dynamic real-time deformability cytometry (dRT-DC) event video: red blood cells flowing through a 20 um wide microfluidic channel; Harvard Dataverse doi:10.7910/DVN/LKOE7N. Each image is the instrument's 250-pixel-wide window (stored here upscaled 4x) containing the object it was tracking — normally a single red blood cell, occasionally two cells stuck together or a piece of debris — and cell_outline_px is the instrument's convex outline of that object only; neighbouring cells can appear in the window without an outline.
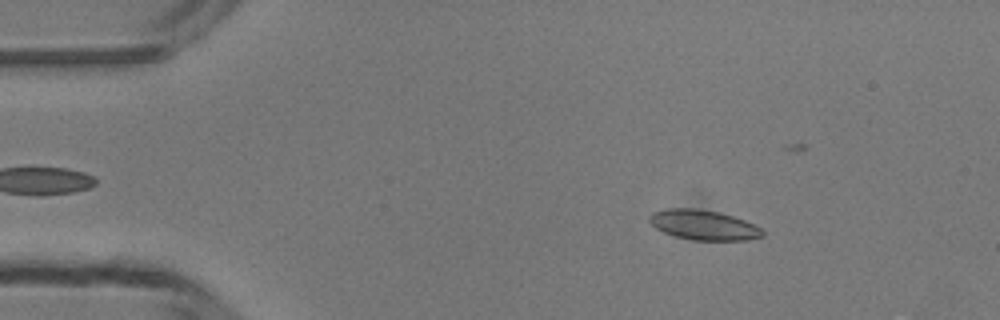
{"species": "common noctule bat (a hibernating species)", "species_latin": "Nyctalus noctula", "temperature_condition": "room temperature", "stored_images_in_passage": 41, "camera_frame_rate_fps": 3000, "um_per_image_px": 0.085, "animal": {"sex": "male", "body_mass_g": 13.3}, "frame": {"image": 1, "passage_image": 5, "time_ms": 1.333, "image_size_px": [1000, 320], "cell_outline_px": [[764, 236], [748, 240], [692, 240], [676, 236], [664, 232], [656, 228], [648, 220], [648, 216], [652, 212], [668, 208], [696, 208], [716, 212], [732, 216], [744, 220], [760, 228], [764, 232]], "centroid_in_image_um": [59.78, 19.12], "position_along_channel_um": 25.2, "area_um2": 19.59}}
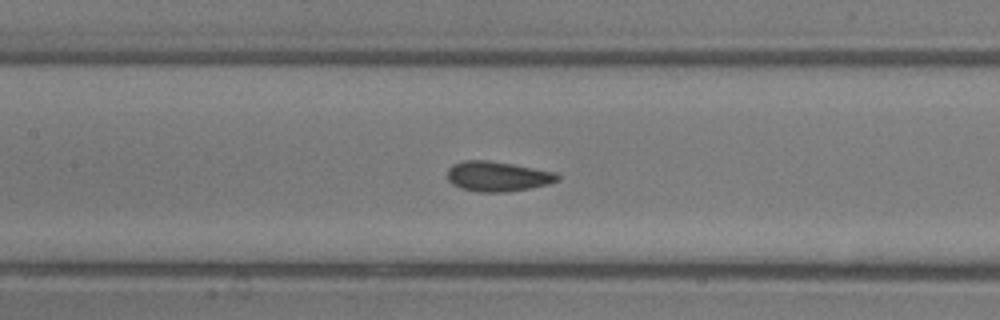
{"frame": {"image": 2, "passage_image": 20, "time_ms": 6.333, "image_size_px": [1000, 320], "cell_outline_px": [[560, 180], [548, 184], [508, 192], [476, 192], [460, 188], [452, 184], [448, 180], [448, 168], [452, 164], [464, 160], [488, 160], [512, 164], [556, 172], [560, 176]], "centroid_in_image_um": [42.28, 14.99], "position_along_channel_um": 165.1, "area_um2": 19.36}}
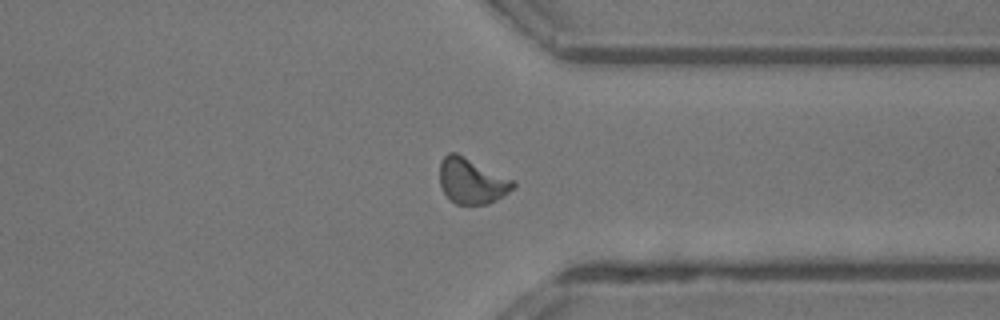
{"frame": {"image": 3, "passage_image": 35, "time_ms": 11.333, "image_size_px": [1000, 320], "cell_outline_px": [[516, 184], [504, 196], [488, 204], [456, 204], [444, 192], [440, 184], [440, 160], [448, 152], [456, 152], [516, 180]], "centroid_in_image_um": [40.12, 15.36], "position_along_channel_um": 371.3, "area_um2": 19.59}, "authors_computed_cell_mechanics": {"area_um2": 19.1318, "velocity_mm_per_s": 4.1835, "shape_relaxation_time_tau1_ms": 8.4296, "shape_relaxation_time_tau2_ms": 0.9292, "deformation_change_tau1": 0.1702, "deformation_change_tau2": 0.0584}}